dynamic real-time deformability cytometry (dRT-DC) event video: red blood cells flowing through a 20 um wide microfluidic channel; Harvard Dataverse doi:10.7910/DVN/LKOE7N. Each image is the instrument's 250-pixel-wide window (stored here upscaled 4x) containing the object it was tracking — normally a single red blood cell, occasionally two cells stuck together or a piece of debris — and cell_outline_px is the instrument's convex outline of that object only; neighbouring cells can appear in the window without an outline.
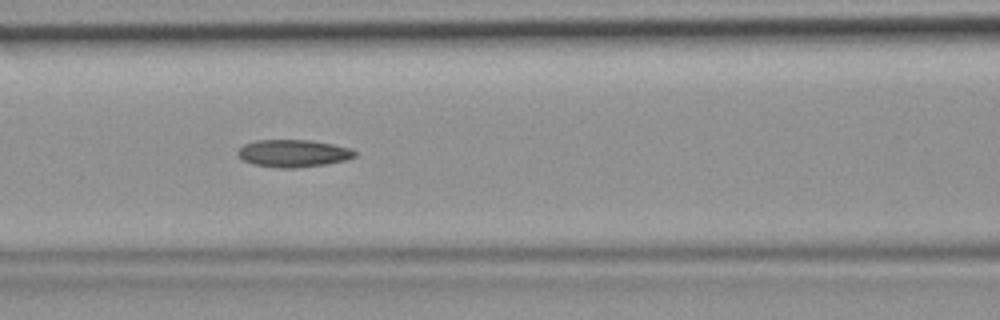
{"species": "common noctule bat (a hibernating species)", "species_latin": "Nyctalus noctula", "temperature_condition": "room temperature", "stored_images_in_passage": 33, "camera_frame_rate_fps": 3000, "um_per_image_px": 0.085, "animal": {"sex": "female", "body_mass_g": 19.9}, "frame": {"image": 1, "passage_image": 10, "time_ms": 3.0, "image_size_px": [1000, 320], "cell_outline_px": [[356, 156], [348, 160], [324, 164], [292, 168], [280, 168], [252, 164], [244, 160], [236, 152], [244, 144], [256, 140], [312, 140], [352, 148], [356, 152]], "centroid_in_image_um": [24.95, 13.02], "position_along_channel_um": 141.6, "area_um2": 18.67}}
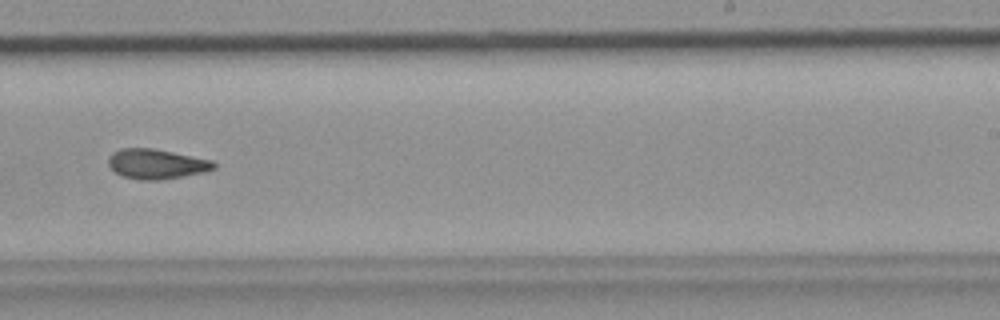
{"frame": {"image": 2, "passage_image": 19, "time_ms": 6.0, "image_size_px": [1000, 320], "cell_outline_px": [[216, 168], [200, 172], [180, 176], [156, 180], [144, 180], [124, 176], [116, 172], [108, 164], [108, 156], [112, 152], [120, 148], [152, 148], [212, 160], [216, 164]], "centroid_in_image_um": [13.26, 13.91], "position_along_channel_um": 275.7, "area_um2": 17.98}}